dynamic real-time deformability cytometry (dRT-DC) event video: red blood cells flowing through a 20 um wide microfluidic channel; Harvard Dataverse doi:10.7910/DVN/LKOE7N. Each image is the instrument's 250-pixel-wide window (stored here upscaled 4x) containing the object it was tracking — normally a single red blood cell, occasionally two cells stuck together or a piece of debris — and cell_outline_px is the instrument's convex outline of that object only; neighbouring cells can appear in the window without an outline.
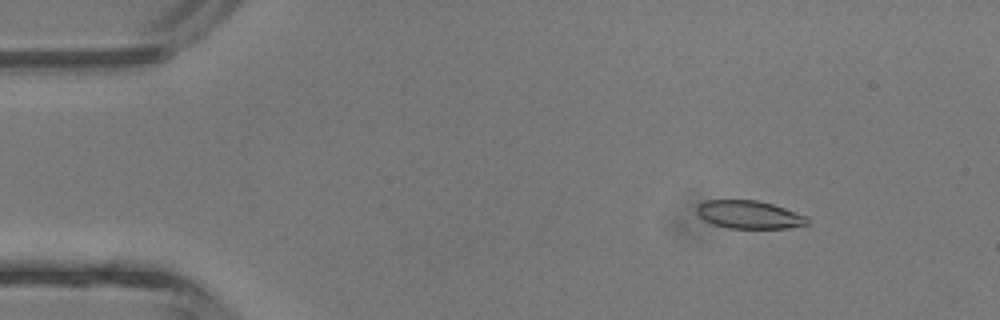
{"species": "common noctule bat (a hibernating species)", "species_latin": "Nyctalus noctula", "temperature_condition": "room temperature", "stored_images_in_passage": 4, "camera_frame_rate_fps": 3000, "um_per_image_px": 0.085, "animal": {"sex": "male", "body_mass_g": 13.3}, "frame": {"image": 1, "passage_image": 2, "time_ms": 1.0, "image_size_px": [1000, 320], "cell_outline_px": [[808, 224], [788, 228], [728, 228], [712, 224], [704, 220], [696, 212], [696, 208], [704, 200], [756, 200], [772, 204], [808, 216]], "centroid_in_image_um": [63.67, 18.24], "position_along_channel_um": 21.3, "area_um2": 18.03}}
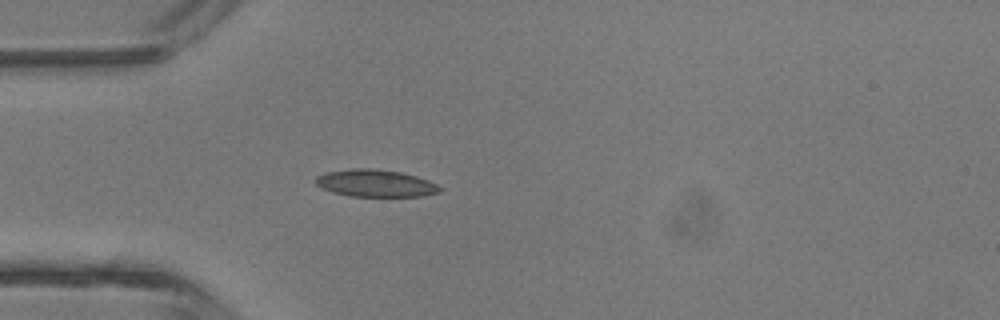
{"frame": {"image": 2, "passage_image": 4, "time_ms": 3.333, "image_size_px": [1000, 320], "cell_outline_px": [[444, 188], [440, 192], [424, 196], [348, 196], [332, 192], [320, 188], [316, 184], [316, 176], [328, 172], [352, 168], [372, 168], [400, 172], [416, 176], [428, 180]], "centroid_in_image_um": [31.92, 15.58], "position_along_channel_um": 53.1, "area_um2": 19.77}}